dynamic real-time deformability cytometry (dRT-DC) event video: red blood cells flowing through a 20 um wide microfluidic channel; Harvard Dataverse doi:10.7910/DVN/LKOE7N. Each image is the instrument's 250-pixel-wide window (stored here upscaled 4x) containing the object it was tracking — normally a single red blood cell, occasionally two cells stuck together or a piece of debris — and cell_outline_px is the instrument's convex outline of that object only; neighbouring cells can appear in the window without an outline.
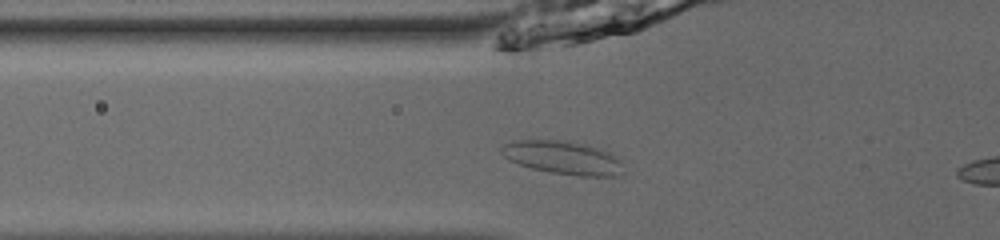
{"species": "common noctule bat (a hibernating species)", "species_latin": "Nyctalus noctula", "temperature_condition": "room temperature", "stored_images_in_passage": 36, "camera_frame_rate_fps": 3000, "um_per_image_px": 0.085, "animal": {"sex": "male", "body_mass_g": 13.0, "forearm_length_mm": 53.1}, "frame": {"image": 1, "passage_image": 8, "time_ms": 2.333, "image_size_px": [1000, 240], "cell_outline_px": [[620, 160], [616, 176], [580, 176], [552, 172], [532, 168], [508, 160], [500, 152], [500, 148], [504, 144], [516, 140], [568, 140], [584, 144], [608, 152], [616, 156]], "centroid_in_image_um": [47.76, 13.38], "position_along_channel_um": 78.0, "area_um2": 23.18}}
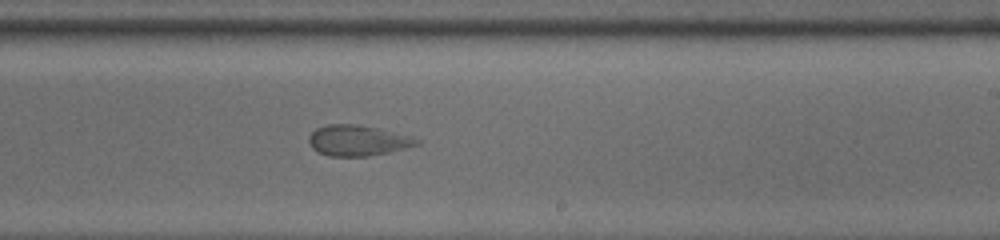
{"frame": {"image": 2, "passage_image": 22, "time_ms": 7.0, "image_size_px": [1000, 240], "cell_outline_px": [[420, 144], [388, 152], [368, 156], [328, 156], [312, 148], [308, 144], [308, 136], [316, 128], [328, 124], [356, 124], [380, 128], [412, 136], [420, 140]], "centroid_in_image_um": [30.4, 11.93], "position_along_channel_um": 258.6, "area_um2": 19.36}}
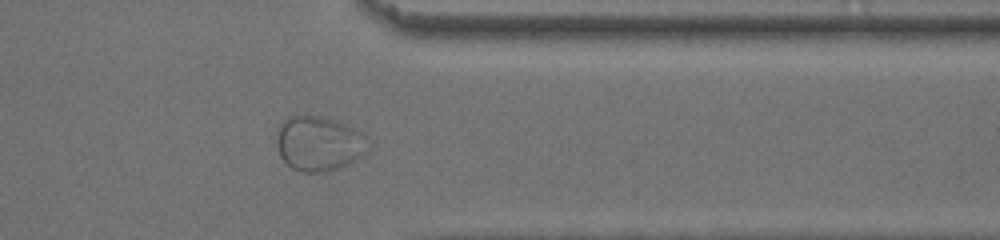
{"frame": {"image": 3, "passage_image": 32, "time_ms": 10.333, "image_size_px": [1000, 240], "cell_outline_px": [[372, 148], [368, 152], [356, 160], [348, 164], [328, 172], [300, 172], [292, 168], [280, 156], [276, 144], [276, 132], [280, 124], [288, 116], [320, 116], [336, 120], [368, 136], [372, 144]], "centroid_in_image_um": [27.15, 12.21], "position_along_channel_um": 384.3, "area_um2": 29.77}}